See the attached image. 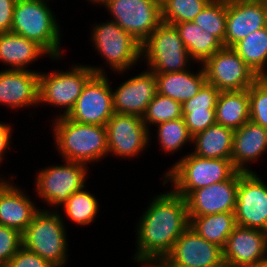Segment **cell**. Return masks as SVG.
<instances>
[{
    "label": "cell",
    "instance_id": "6da1fadb",
    "mask_svg": "<svg viewBox=\"0 0 267 267\" xmlns=\"http://www.w3.org/2000/svg\"><path fill=\"white\" fill-rule=\"evenodd\" d=\"M137 226V251L133 260L142 265H159L190 226L186 199L171 189L156 195Z\"/></svg>",
    "mask_w": 267,
    "mask_h": 267
},
{
    "label": "cell",
    "instance_id": "7a4b0ae2",
    "mask_svg": "<svg viewBox=\"0 0 267 267\" xmlns=\"http://www.w3.org/2000/svg\"><path fill=\"white\" fill-rule=\"evenodd\" d=\"M56 150L63 161L91 164L108 156L105 126L75 122L66 116L52 123Z\"/></svg>",
    "mask_w": 267,
    "mask_h": 267
},
{
    "label": "cell",
    "instance_id": "3957f363",
    "mask_svg": "<svg viewBox=\"0 0 267 267\" xmlns=\"http://www.w3.org/2000/svg\"><path fill=\"white\" fill-rule=\"evenodd\" d=\"M41 0H16L11 32L35 41L53 61L62 56L61 29L54 12Z\"/></svg>",
    "mask_w": 267,
    "mask_h": 267
},
{
    "label": "cell",
    "instance_id": "277c9868",
    "mask_svg": "<svg viewBox=\"0 0 267 267\" xmlns=\"http://www.w3.org/2000/svg\"><path fill=\"white\" fill-rule=\"evenodd\" d=\"M236 172L231 159L202 158L188 152L166 171L162 183H172L171 190L186 198L193 190L229 180Z\"/></svg>",
    "mask_w": 267,
    "mask_h": 267
},
{
    "label": "cell",
    "instance_id": "5b68a950",
    "mask_svg": "<svg viewBox=\"0 0 267 267\" xmlns=\"http://www.w3.org/2000/svg\"><path fill=\"white\" fill-rule=\"evenodd\" d=\"M55 209H40L35 214L22 233V243L25 249L38 254L54 267H64L68 261L69 244L64 219Z\"/></svg>",
    "mask_w": 267,
    "mask_h": 267
},
{
    "label": "cell",
    "instance_id": "8992f818",
    "mask_svg": "<svg viewBox=\"0 0 267 267\" xmlns=\"http://www.w3.org/2000/svg\"><path fill=\"white\" fill-rule=\"evenodd\" d=\"M69 70L39 72V105L50 104L64 109L59 116H67L74 107L84 85L94 74H106L105 68L89 65H72Z\"/></svg>",
    "mask_w": 267,
    "mask_h": 267
},
{
    "label": "cell",
    "instance_id": "52a82bcc",
    "mask_svg": "<svg viewBox=\"0 0 267 267\" xmlns=\"http://www.w3.org/2000/svg\"><path fill=\"white\" fill-rule=\"evenodd\" d=\"M141 57L154 74L187 70L192 61L176 26L165 22L141 44Z\"/></svg>",
    "mask_w": 267,
    "mask_h": 267
},
{
    "label": "cell",
    "instance_id": "ba28073f",
    "mask_svg": "<svg viewBox=\"0 0 267 267\" xmlns=\"http://www.w3.org/2000/svg\"><path fill=\"white\" fill-rule=\"evenodd\" d=\"M91 32L94 48L112 71L122 74L142 60L141 43L115 21L95 24Z\"/></svg>",
    "mask_w": 267,
    "mask_h": 267
},
{
    "label": "cell",
    "instance_id": "9c48e42d",
    "mask_svg": "<svg viewBox=\"0 0 267 267\" xmlns=\"http://www.w3.org/2000/svg\"><path fill=\"white\" fill-rule=\"evenodd\" d=\"M63 165L47 166L35 177V191L51 207H59L74 193L85 188L89 166L64 161ZM88 168V169H87Z\"/></svg>",
    "mask_w": 267,
    "mask_h": 267
},
{
    "label": "cell",
    "instance_id": "30bf717a",
    "mask_svg": "<svg viewBox=\"0 0 267 267\" xmlns=\"http://www.w3.org/2000/svg\"><path fill=\"white\" fill-rule=\"evenodd\" d=\"M101 5L141 44L162 23L161 0H106Z\"/></svg>",
    "mask_w": 267,
    "mask_h": 267
},
{
    "label": "cell",
    "instance_id": "8fae6325",
    "mask_svg": "<svg viewBox=\"0 0 267 267\" xmlns=\"http://www.w3.org/2000/svg\"><path fill=\"white\" fill-rule=\"evenodd\" d=\"M202 66L207 82L220 92L247 90L258 79L242 58L228 47L215 52Z\"/></svg>",
    "mask_w": 267,
    "mask_h": 267
},
{
    "label": "cell",
    "instance_id": "7c38bea8",
    "mask_svg": "<svg viewBox=\"0 0 267 267\" xmlns=\"http://www.w3.org/2000/svg\"><path fill=\"white\" fill-rule=\"evenodd\" d=\"M110 86L107 74H94L66 117L78 123L105 126L115 113Z\"/></svg>",
    "mask_w": 267,
    "mask_h": 267
},
{
    "label": "cell",
    "instance_id": "4fadbf2b",
    "mask_svg": "<svg viewBox=\"0 0 267 267\" xmlns=\"http://www.w3.org/2000/svg\"><path fill=\"white\" fill-rule=\"evenodd\" d=\"M236 225L267 232V184L255 172L239 171Z\"/></svg>",
    "mask_w": 267,
    "mask_h": 267
},
{
    "label": "cell",
    "instance_id": "5bb4252c",
    "mask_svg": "<svg viewBox=\"0 0 267 267\" xmlns=\"http://www.w3.org/2000/svg\"><path fill=\"white\" fill-rule=\"evenodd\" d=\"M105 127L108 154L119 158L130 159L141 155L152 139L142 117L137 115L114 113Z\"/></svg>",
    "mask_w": 267,
    "mask_h": 267
},
{
    "label": "cell",
    "instance_id": "9a60e30c",
    "mask_svg": "<svg viewBox=\"0 0 267 267\" xmlns=\"http://www.w3.org/2000/svg\"><path fill=\"white\" fill-rule=\"evenodd\" d=\"M222 261V248L205 240L189 226L175 241L172 251L159 265L161 267H211Z\"/></svg>",
    "mask_w": 267,
    "mask_h": 267
},
{
    "label": "cell",
    "instance_id": "2e32d148",
    "mask_svg": "<svg viewBox=\"0 0 267 267\" xmlns=\"http://www.w3.org/2000/svg\"><path fill=\"white\" fill-rule=\"evenodd\" d=\"M267 26V0L226 3L224 47L232 48L251 32Z\"/></svg>",
    "mask_w": 267,
    "mask_h": 267
},
{
    "label": "cell",
    "instance_id": "e0dca14e",
    "mask_svg": "<svg viewBox=\"0 0 267 267\" xmlns=\"http://www.w3.org/2000/svg\"><path fill=\"white\" fill-rule=\"evenodd\" d=\"M239 171L229 180L193 190L185 199L189 217L235 212Z\"/></svg>",
    "mask_w": 267,
    "mask_h": 267
},
{
    "label": "cell",
    "instance_id": "ac0fdd59",
    "mask_svg": "<svg viewBox=\"0 0 267 267\" xmlns=\"http://www.w3.org/2000/svg\"><path fill=\"white\" fill-rule=\"evenodd\" d=\"M222 250L233 267H254L267 259V232L236 225Z\"/></svg>",
    "mask_w": 267,
    "mask_h": 267
},
{
    "label": "cell",
    "instance_id": "d6986e66",
    "mask_svg": "<svg viewBox=\"0 0 267 267\" xmlns=\"http://www.w3.org/2000/svg\"><path fill=\"white\" fill-rule=\"evenodd\" d=\"M156 93V76L152 71L146 69V71L125 80L112 91L114 111L117 114L142 117Z\"/></svg>",
    "mask_w": 267,
    "mask_h": 267
},
{
    "label": "cell",
    "instance_id": "ffe728a7",
    "mask_svg": "<svg viewBox=\"0 0 267 267\" xmlns=\"http://www.w3.org/2000/svg\"><path fill=\"white\" fill-rule=\"evenodd\" d=\"M36 104V105H35ZM0 105L22 108L39 105V72L34 70L0 71Z\"/></svg>",
    "mask_w": 267,
    "mask_h": 267
},
{
    "label": "cell",
    "instance_id": "44dd1931",
    "mask_svg": "<svg viewBox=\"0 0 267 267\" xmlns=\"http://www.w3.org/2000/svg\"><path fill=\"white\" fill-rule=\"evenodd\" d=\"M0 178V225L23 233L40 210L23 189Z\"/></svg>",
    "mask_w": 267,
    "mask_h": 267
},
{
    "label": "cell",
    "instance_id": "7402d4cb",
    "mask_svg": "<svg viewBox=\"0 0 267 267\" xmlns=\"http://www.w3.org/2000/svg\"><path fill=\"white\" fill-rule=\"evenodd\" d=\"M266 151V128L249 120L234 130L231 161L237 171L255 172L247 167L248 163L257 161Z\"/></svg>",
    "mask_w": 267,
    "mask_h": 267
},
{
    "label": "cell",
    "instance_id": "603a6c76",
    "mask_svg": "<svg viewBox=\"0 0 267 267\" xmlns=\"http://www.w3.org/2000/svg\"><path fill=\"white\" fill-rule=\"evenodd\" d=\"M46 55L35 41L12 32L0 33V62L9 66L8 70H28V65Z\"/></svg>",
    "mask_w": 267,
    "mask_h": 267
},
{
    "label": "cell",
    "instance_id": "cb8c5ba5",
    "mask_svg": "<svg viewBox=\"0 0 267 267\" xmlns=\"http://www.w3.org/2000/svg\"><path fill=\"white\" fill-rule=\"evenodd\" d=\"M193 72L189 68L180 72L155 74L157 93L183 104L194 97L207 82L202 64L198 73Z\"/></svg>",
    "mask_w": 267,
    "mask_h": 267
},
{
    "label": "cell",
    "instance_id": "d4e9b609",
    "mask_svg": "<svg viewBox=\"0 0 267 267\" xmlns=\"http://www.w3.org/2000/svg\"><path fill=\"white\" fill-rule=\"evenodd\" d=\"M234 130L214 124L192 137L196 156L210 159H231Z\"/></svg>",
    "mask_w": 267,
    "mask_h": 267
},
{
    "label": "cell",
    "instance_id": "484cf974",
    "mask_svg": "<svg viewBox=\"0 0 267 267\" xmlns=\"http://www.w3.org/2000/svg\"><path fill=\"white\" fill-rule=\"evenodd\" d=\"M216 124L236 130L250 120L247 90L222 91L215 107Z\"/></svg>",
    "mask_w": 267,
    "mask_h": 267
},
{
    "label": "cell",
    "instance_id": "4316f807",
    "mask_svg": "<svg viewBox=\"0 0 267 267\" xmlns=\"http://www.w3.org/2000/svg\"><path fill=\"white\" fill-rule=\"evenodd\" d=\"M181 40L188 50L191 59L203 64L215 52L224 47L223 43L213 34L204 31L193 21L175 24Z\"/></svg>",
    "mask_w": 267,
    "mask_h": 267
},
{
    "label": "cell",
    "instance_id": "83f0119b",
    "mask_svg": "<svg viewBox=\"0 0 267 267\" xmlns=\"http://www.w3.org/2000/svg\"><path fill=\"white\" fill-rule=\"evenodd\" d=\"M192 227L201 237L223 249L228 236L236 226L235 213L224 212L199 217H189Z\"/></svg>",
    "mask_w": 267,
    "mask_h": 267
},
{
    "label": "cell",
    "instance_id": "f1b7e54d",
    "mask_svg": "<svg viewBox=\"0 0 267 267\" xmlns=\"http://www.w3.org/2000/svg\"><path fill=\"white\" fill-rule=\"evenodd\" d=\"M232 49L258 76L267 69V26L251 32Z\"/></svg>",
    "mask_w": 267,
    "mask_h": 267
},
{
    "label": "cell",
    "instance_id": "f546056e",
    "mask_svg": "<svg viewBox=\"0 0 267 267\" xmlns=\"http://www.w3.org/2000/svg\"><path fill=\"white\" fill-rule=\"evenodd\" d=\"M86 190L85 187L82 190L74 192L62 205L66 216L70 221L75 222L76 225L88 226L92 224L99 212L98 200L92 193Z\"/></svg>",
    "mask_w": 267,
    "mask_h": 267
},
{
    "label": "cell",
    "instance_id": "4dcf8cb0",
    "mask_svg": "<svg viewBox=\"0 0 267 267\" xmlns=\"http://www.w3.org/2000/svg\"><path fill=\"white\" fill-rule=\"evenodd\" d=\"M157 135L160 147L165 153H175L184 145L192 142V136L188 132L183 117L157 124ZM178 150V151H177Z\"/></svg>",
    "mask_w": 267,
    "mask_h": 267
},
{
    "label": "cell",
    "instance_id": "1f68e13d",
    "mask_svg": "<svg viewBox=\"0 0 267 267\" xmlns=\"http://www.w3.org/2000/svg\"><path fill=\"white\" fill-rule=\"evenodd\" d=\"M211 0H161L162 22L175 25L193 21Z\"/></svg>",
    "mask_w": 267,
    "mask_h": 267
},
{
    "label": "cell",
    "instance_id": "d6a6232c",
    "mask_svg": "<svg viewBox=\"0 0 267 267\" xmlns=\"http://www.w3.org/2000/svg\"><path fill=\"white\" fill-rule=\"evenodd\" d=\"M193 22L204 31L213 34L224 45L226 31V2L211 0L194 18Z\"/></svg>",
    "mask_w": 267,
    "mask_h": 267
},
{
    "label": "cell",
    "instance_id": "836d02e7",
    "mask_svg": "<svg viewBox=\"0 0 267 267\" xmlns=\"http://www.w3.org/2000/svg\"><path fill=\"white\" fill-rule=\"evenodd\" d=\"M183 117L182 104L175 100L156 93L148 104L142 120L149 130L151 125H157L165 121H172ZM151 124V125H150Z\"/></svg>",
    "mask_w": 267,
    "mask_h": 267
},
{
    "label": "cell",
    "instance_id": "e575fe53",
    "mask_svg": "<svg viewBox=\"0 0 267 267\" xmlns=\"http://www.w3.org/2000/svg\"><path fill=\"white\" fill-rule=\"evenodd\" d=\"M250 120L267 129V88L257 79L248 89Z\"/></svg>",
    "mask_w": 267,
    "mask_h": 267
},
{
    "label": "cell",
    "instance_id": "d590c367",
    "mask_svg": "<svg viewBox=\"0 0 267 267\" xmlns=\"http://www.w3.org/2000/svg\"><path fill=\"white\" fill-rule=\"evenodd\" d=\"M220 91L206 82L200 91L191 99L182 104V113H191V110H215Z\"/></svg>",
    "mask_w": 267,
    "mask_h": 267
},
{
    "label": "cell",
    "instance_id": "8d00e7d4",
    "mask_svg": "<svg viewBox=\"0 0 267 267\" xmlns=\"http://www.w3.org/2000/svg\"><path fill=\"white\" fill-rule=\"evenodd\" d=\"M22 246V233L20 231L0 225V267H6Z\"/></svg>",
    "mask_w": 267,
    "mask_h": 267
},
{
    "label": "cell",
    "instance_id": "74e56055",
    "mask_svg": "<svg viewBox=\"0 0 267 267\" xmlns=\"http://www.w3.org/2000/svg\"><path fill=\"white\" fill-rule=\"evenodd\" d=\"M182 115L192 137L216 124L215 110H191V113H182Z\"/></svg>",
    "mask_w": 267,
    "mask_h": 267
},
{
    "label": "cell",
    "instance_id": "f35d334b",
    "mask_svg": "<svg viewBox=\"0 0 267 267\" xmlns=\"http://www.w3.org/2000/svg\"><path fill=\"white\" fill-rule=\"evenodd\" d=\"M6 267H54L47 260L23 246L10 259Z\"/></svg>",
    "mask_w": 267,
    "mask_h": 267
},
{
    "label": "cell",
    "instance_id": "ab89813d",
    "mask_svg": "<svg viewBox=\"0 0 267 267\" xmlns=\"http://www.w3.org/2000/svg\"><path fill=\"white\" fill-rule=\"evenodd\" d=\"M16 0H0V33L11 32Z\"/></svg>",
    "mask_w": 267,
    "mask_h": 267
},
{
    "label": "cell",
    "instance_id": "60d3db41",
    "mask_svg": "<svg viewBox=\"0 0 267 267\" xmlns=\"http://www.w3.org/2000/svg\"><path fill=\"white\" fill-rule=\"evenodd\" d=\"M12 128L10 124H6L4 122L0 123V163L3 162L4 154L7 150H10V143L12 138Z\"/></svg>",
    "mask_w": 267,
    "mask_h": 267
},
{
    "label": "cell",
    "instance_id": "b9f144b4",
    "mask_svg": "<svg viewBox=\"0 0 267 267\" xmlns=\"http://www.w3.org/2000/svg\"><path fill=\"white\" fill-rule=\"evenodd\" d=\"M258 80L267 88V69L258 75Z\"/></svg>",
    "mask_w": 267,
    "mask_h": 267
},
{
    "label": "cell",
    "instance_id": "7bdbcfd3",
    "mask_svg": "<svg viewBox=\"0 0 267 267\" xmlns=\"http://www.w3.org/2000/svg\"><path fill=\"white\" fill-rule=\"evenodd\" d=\"M211 267H233V266L223 260L221 263H218V264L211 266Z\"/></svg>",
    "mask_w": 267,
    "mask_h": 267
},
{
    "label": "cell",
    "instance_id": "ee69618b",
    "mask_svg": "<svg viewBox=\"0 0 267 267\" xmlns=\"http://www.w3.org/2000/svg\"><path fill=\"white\" fill-rule=\"evenodd\" d=\"M254 267H267V259L258 262Z\"/></svg>",
    "mask_w": 267,
    "mask_h": 267
},
{
    "label": "cell",
    "instance_id": "f6af8a7d",
    "mask_svg": "<svg viewBox=\"0 0 267 267\" xmlns=\"http://www.w3.org/2000/svg\"><path fill=\"white\" fill-rule=\"evenodd\" d=\"M91 4H98L101 5L103 4L106 0H88Z\"/></svg>",
    "mask_w": 267,
    "mask_h": 267
},
{
    "label": "cell",
    "instance_id": "bcb514c9",
    "mask_svg": "<svg viewBox=\"0 0 267 267\" xmlns=\"http://www.w3.org/2000/svg\"><path fill=\"white\" fill-rule=\"evenodd\" d=\"M223 1H225L226 3H228V2L251 1V0H223Z\"/></svg>",
    "mask_w": 267,
    "mask_h": 267
},
{
    "label": "cell",
    "instance_id": "7dc6e473",
    "mask_svg": "<svg viewBox=\"0 0 267 267\" xmlns=\"http://www.w3.org/2000/svg\"><path fill=\"white\" fill-rule=\"evenodd\" d=\"M142 266H146V267H161L160 265H142Z\"/></svg>",
    "mask_w": 267,
    "mask_h": 267
}]
</instances>
